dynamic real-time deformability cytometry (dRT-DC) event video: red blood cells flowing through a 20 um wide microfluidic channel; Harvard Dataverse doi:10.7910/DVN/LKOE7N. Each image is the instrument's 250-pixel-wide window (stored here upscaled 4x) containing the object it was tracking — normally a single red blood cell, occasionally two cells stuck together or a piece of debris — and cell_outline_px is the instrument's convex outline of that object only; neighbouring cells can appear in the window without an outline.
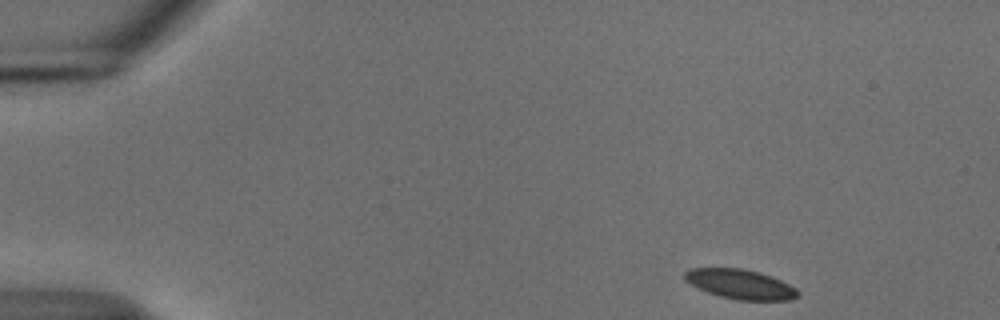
{"species": "common noctule bat (a hibernating species)", "species_latin": "Nyctalus noctula", "temperature_condition": "cold", "stored_images_in_passage": 49, "camera_frame_rate_fps": 3000, "um_per_image_px": 0.085, "animal": {"sex": "male", "body_mass_g": 18.8}, "frame": {"image": 1, "passage_image": 1, "time_ms": 0.0, "image_size_px": [1000, 320], "cell_outline_px": [[800, 292], [792, 300], [736, 300], [720, 296], [708, 292], [684, 280], [684, 272], [688, 268], [744, 268], [760, 272], [780, 280], [796, 288]], "centroid_in_image_um": [62.92, 24.15], "position_along_channel_um": 22.1, "area_um2": 19.48}}
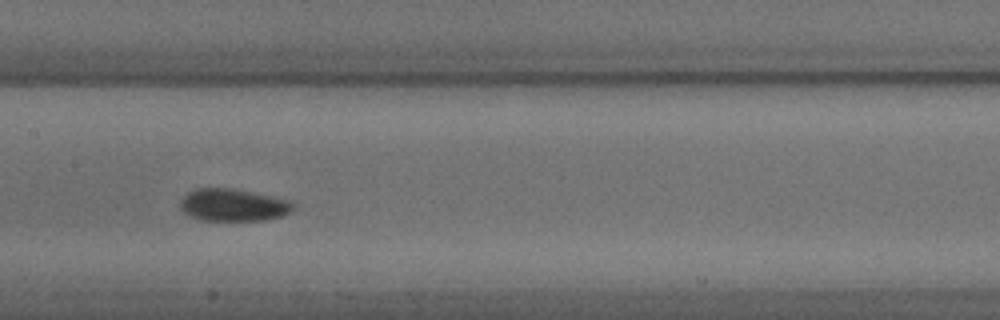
{"frame": {"image": 2, "passage_image": 22, "time_ms": 7.0, "image_size_px": [1000, 320], "cell_outline_px": [[292, 212], [280, 216], [264, 220], [200, 220], [184, 212], [180, 208], [180, 200], [188, 192], [196, 188], [232, 188], [292, 200]], "centroid_in_image_um": [19.81, 17.42], "position_along_channel_um": 187.6, "area_um2": 21.21}}
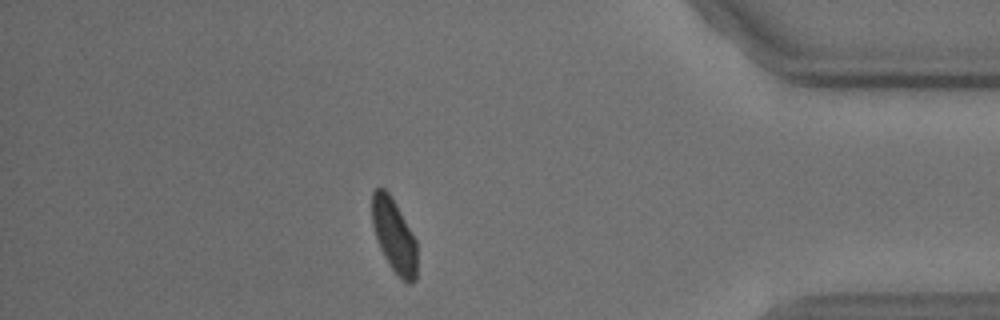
{"frame": {"image": 3, "passage_image": 42, "time_ms": 13.667, "image_size_px": [1000, 320], "cell_outline_px": [[416, 280], [412, 284], [408, 284], [388, 264], [380, 248], [372, 224], [372, 192], [376, 188], [384, 188], [388, 192], [416, 240]], "centroid_in_image_um": [33.49, 20.04], "position_along_channel_um": 401.7, "area_um2": 18.84}, "authors_computed_cell_mechanics": {"area_um2": 20.6346, "velocity_mm_per_s": 3.7025, "shape_relaxation_time_tau1_ms": 5.306, "shape_relaxation_time_tau2_ms": 2.9112, "deformation_change_tau1": 0.0803, "deformation_change_tau2": 0.0507}}